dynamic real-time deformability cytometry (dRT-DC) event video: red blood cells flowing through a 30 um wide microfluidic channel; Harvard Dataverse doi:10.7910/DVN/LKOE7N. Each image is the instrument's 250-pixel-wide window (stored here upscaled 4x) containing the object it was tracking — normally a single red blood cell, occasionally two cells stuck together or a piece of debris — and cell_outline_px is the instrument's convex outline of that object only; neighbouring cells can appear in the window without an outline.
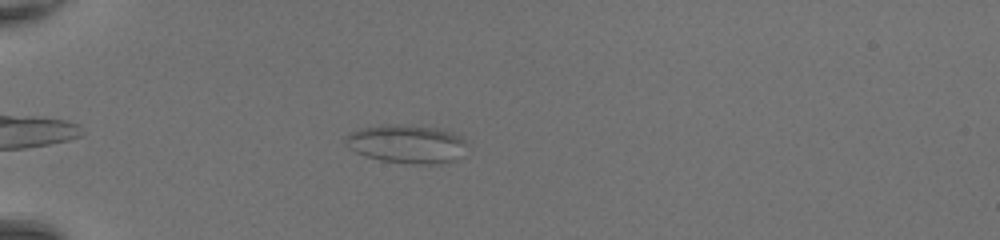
{"species": "common noctule bat (a hibernating species)", "species_latin": "Nyctalus noctula", "temperature_condition": "room temperature", "stored_images_in_passage": 34, "camera_frame_rate_fps": 3000, "um_per_image_px": 0.085, "animal": {"sex": "female", "body_mass_g": 20.0, "forearm_length_mm": 54.0}, "frame": {"image": 1, "passage_image": 6, "time_ms": 1.667, "image_size_px": [1000, 240], "cell_outline_px": [[464, 144], [456, 160], [440, 164], [412, 164], [380, 160], [364, 156], [348, 148], [344, 144], [344, 136], [360, 128], [380, 124], [404, 124], [440, 128], [452, 132], [460, 136], [464, 140]], "centroid_in_image_um": [34.49, 12.22], "position_along_channel_um": 50.5, "area_um2": 27.46}}
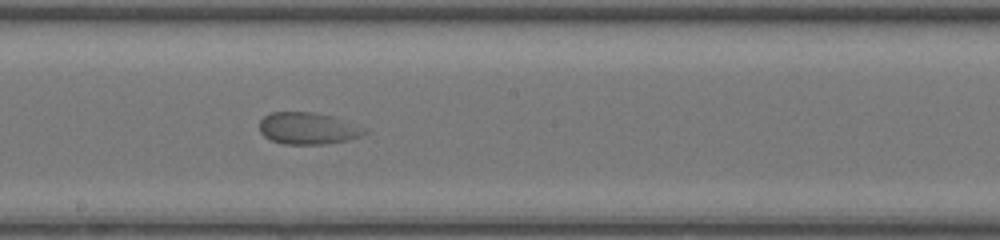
{"frame": {"image": 2, "passage_image": 20, "time_ms": 6.333, "image_size_px": [1000, 240], "cell_outline_px": [[368, 132], [360, 136], [348, 140], [324, 144], [284, 144], [272, 140], [264, 136], [260, 132], [260, 120], [264, 116], [272, 112], [312, 112], [332, 116], [368, 128]], "centroid_in_image_um": [26.2, 10.91], "position_along_channel_um": 222.0, "area_um2": 19.54}}
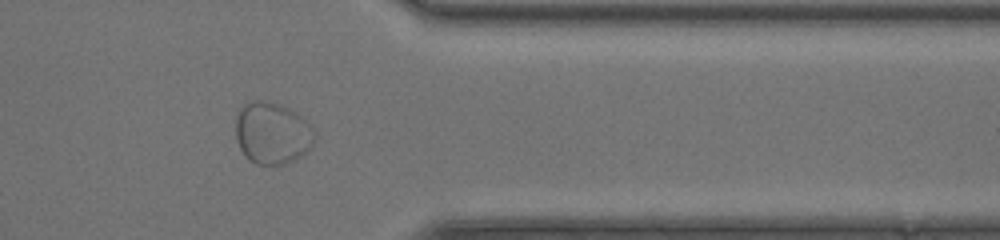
{"frame": {"image": 3, "passage_image": 32, "time_ms": 10.333, "image_size_px": [1000, 240], "cell_outline_px": [[316, 136], [312, 144], [296, 160], [284, 164], [256, 164], [248, 160], [244, 156], [236, 140], [236, 116], [240, 108], [244, 104], [252, 100], [268, 100], [280, 104], [296, 112], [316, 132]], "centroid_in_image_um": [23.11, 11.31], "position_along_channel_um": 388.3, "area_um2": 28.61}}